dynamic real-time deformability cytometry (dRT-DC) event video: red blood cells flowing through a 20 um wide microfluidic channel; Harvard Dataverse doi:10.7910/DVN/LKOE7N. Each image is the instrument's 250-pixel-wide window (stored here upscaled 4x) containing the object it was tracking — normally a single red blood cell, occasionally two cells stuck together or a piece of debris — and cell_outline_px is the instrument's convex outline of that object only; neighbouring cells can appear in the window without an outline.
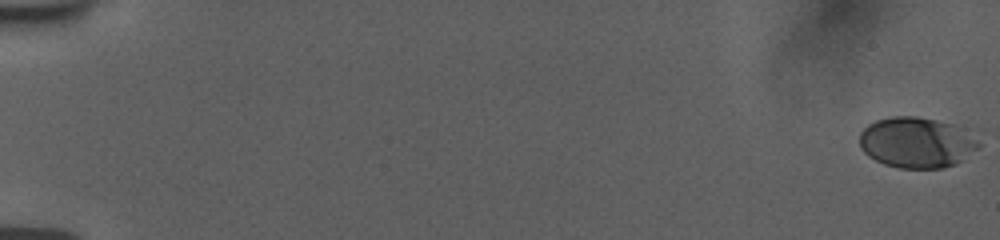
{"species": "human", "species_latin": "Homo sapiens", "temperature_condition": "room temperature", "stored_images_in_passage": 57, "camera_frame_rate_fps": 3000, "um_per_image_px": 0.085, "donor": {"sex": "female"}, "frame": {"image": 1, "passage_image": 1, "time_ms": 0.0, "image_size_px": [1000, 240], "cell_outline_px": [[980, 148], [956, 164], [944, 168], [896, 168], [884, 164], [868, 156], [860, 148], [860, 132], [868, 124], [876, 120], [888, 116], [916, 116], [936, 120], [952, 124], [976, 136], [980, 144]], "centroid_in_image_um": [77.91, 12.12], "position_along_channel_um": 7.1, "area_um2": 35.49}}
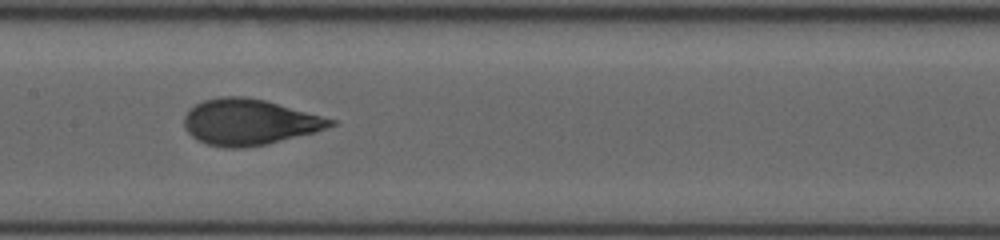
{"frame": {"image": 2, "passage_image": 31, "time_ms": 10.0, "image_size_px": [1000, 240], "cell_outline_px": [[336, 124], [312, 132], [268, 144], [244, 148], [224, 148], [208, 144], [196, 140], [184, 128], [184, 116], [188, 108], [204, 100], [224, 96], [244, 96], [264, 100], [336, 120]], "centroid_in_image_um": [21.12, 10.38], "position_along_channel_um": 186.3, "area_um2": 38.9}}
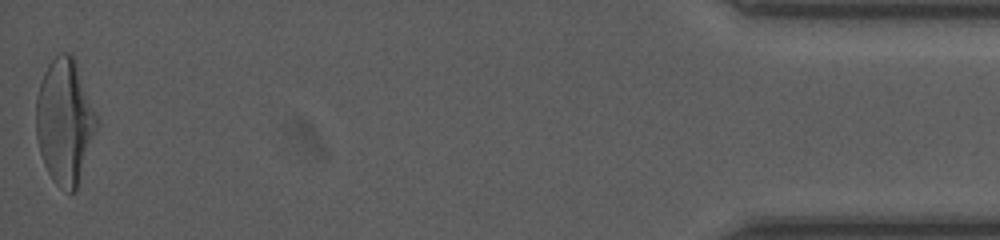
{"frame": {"image": 3, "passage_image": 57, "time_ms": 18.667, "image_size_px": [1000, 240], "cell_outline_px": [[100, 124], [76, 192], [68, 192], [60, 188], [52, 180], [44, 164], [40, 152], [36, 136], [36, 96], [44, 72], [48, 64], [60, 52], [68, 52], [76, 60], [100, 116]], "centroid_in_image_um": [5.56, 10.33], "position_along_channel_um": 429.6, "area_um2": 45.43}, "authors_computed_cell_mechanics": {"area_um2": 37.9746, "velocity_mm_per_s": 3.77, "shape_relaxation_time_tau1_ms": 3.9777, "shape_relaxation_time_tau2_ms": null, "deformation_change_tau1": 0.1814, "deformation_change_tau2": null}}